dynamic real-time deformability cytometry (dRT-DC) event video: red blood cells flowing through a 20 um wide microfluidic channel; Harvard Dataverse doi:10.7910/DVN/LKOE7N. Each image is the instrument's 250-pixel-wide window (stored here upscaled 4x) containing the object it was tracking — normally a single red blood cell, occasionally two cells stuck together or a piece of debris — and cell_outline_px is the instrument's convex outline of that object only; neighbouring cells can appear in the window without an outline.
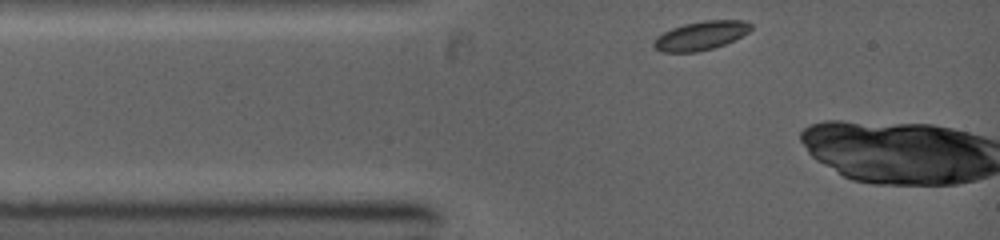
{"species": "common noctule bat (a hibernating species)", "species_latin": "Nyctalus noctula", "temperature_condition": "warm", "stored_images_in_passage": 2, "camera_frame_rate_fps": 5000, "um_per_image_px": 0.085, "animal": {"sex": "female", "body_mass_g": 19.0, "forearm_length_mm": 53.3}, "frame": {"image": 1, "passage_image": 1, "time_ms": 0.0, "image_size_px": [1000, 240], "cell_outline_px": [[752, 28], [748, 32], [724, 44], [712, 48], [696, 52], [660, 52], [652, 44], [656, 36], [672, 28], [684, 24], [704, 20], [744, 20], [752, 24]], "centroid_in_image_um": [59.55, 3.02], "position_along_channel_um": 25.5, "area_um2": 16.18}}